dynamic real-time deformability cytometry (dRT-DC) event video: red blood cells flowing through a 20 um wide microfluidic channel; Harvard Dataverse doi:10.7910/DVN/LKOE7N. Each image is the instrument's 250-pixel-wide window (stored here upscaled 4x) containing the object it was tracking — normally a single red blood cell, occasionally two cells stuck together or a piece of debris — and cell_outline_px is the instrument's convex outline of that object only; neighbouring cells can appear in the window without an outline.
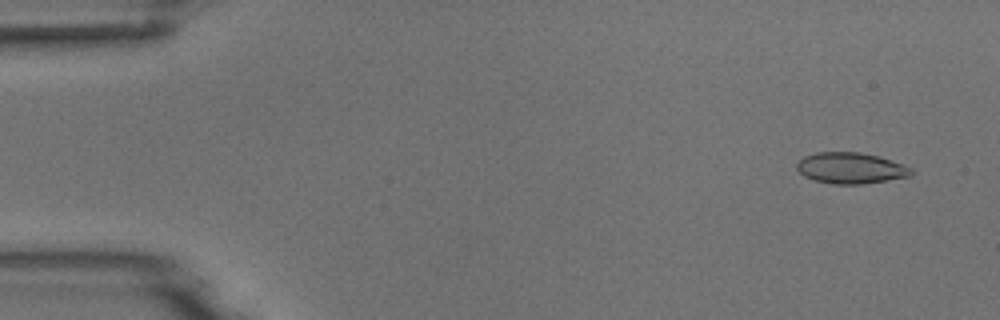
{"species": "common noctule bat (a hibernating species)", "species_latin": "Nyctalus noctula", "temperature_condition": "room temperature", "stored_images_in_passage": 51, "camera_frame_rate_fps": 3000, "um_per_image_px": 0.085, "animal": {"sex": "male", "body_mass_g": 18.8}, "frame": {"image": 1, "passage_image": 3, "time_ms": 0.667, "image_size_px": [1000, 320], "cell_outline_px": [[912, 176], [860, 184], [832, 184], [812, 180], [804, 176], [796, 168], [796, 164], [804, 156], [816, 152], [860, 152], [876, 156], [904, 164], [912, 168]], "centroid_in_image_um": [72.29, 14.29], "position_along_channel_um": 12.7, "area_um2": 20.69}}
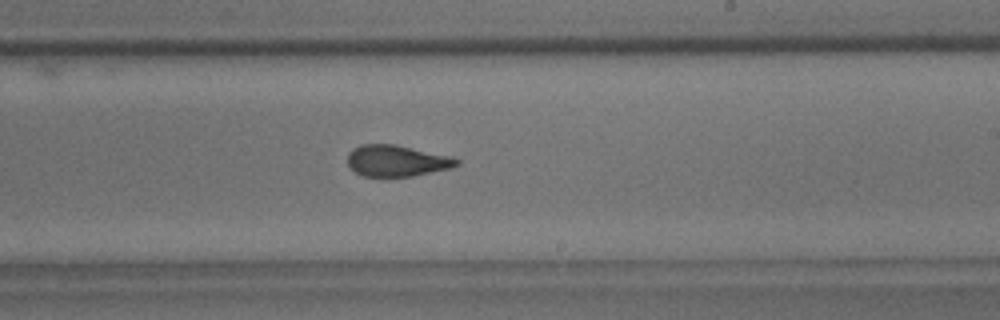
{"frame": {"image": 2, "passage_image": 31, "time_ms": 10.0, "image_size_px": [1000, 320], "cell_outline_px": [[460, 164], [452, 168], [412, 176], [364, 176], [356, 172], [348, 164], [348, 152], [352, 148], [360, 144], [396, 144], [452, 156], [460, 160]], "centroid_in_image_um": [33.75, 13.65], "position_along_channel_um": 255.2, "area_um2": 20.06}}
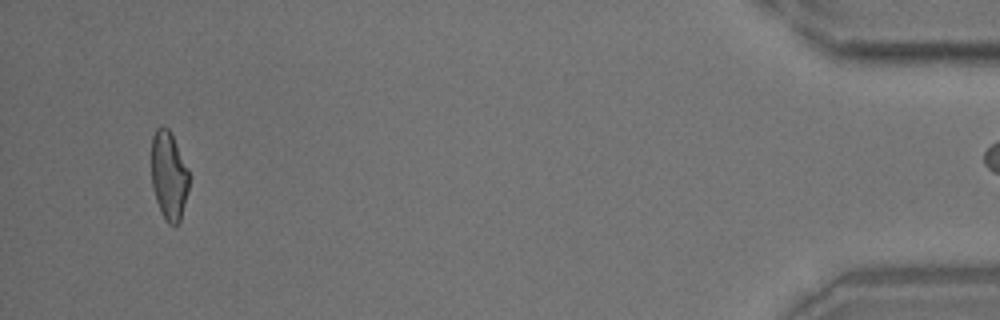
{"frame": {"image": 3, "passage_image": 50, "time_ms": 16.333, "image_size_px": [1000, 320], "cell_outline_px": [[188, 188], [180, 220], [176, 228], [168, 224], [164, 220], [160, 212], [152, 188], [152, 136], [156, 128], [160, 124], [164, 124], [168, 128], [172, 136], [188, 172]], "centroid_in_image_um": [14.32, 14.96], "position_along_channel_um": 420.9, "area_um2": 19.25}}